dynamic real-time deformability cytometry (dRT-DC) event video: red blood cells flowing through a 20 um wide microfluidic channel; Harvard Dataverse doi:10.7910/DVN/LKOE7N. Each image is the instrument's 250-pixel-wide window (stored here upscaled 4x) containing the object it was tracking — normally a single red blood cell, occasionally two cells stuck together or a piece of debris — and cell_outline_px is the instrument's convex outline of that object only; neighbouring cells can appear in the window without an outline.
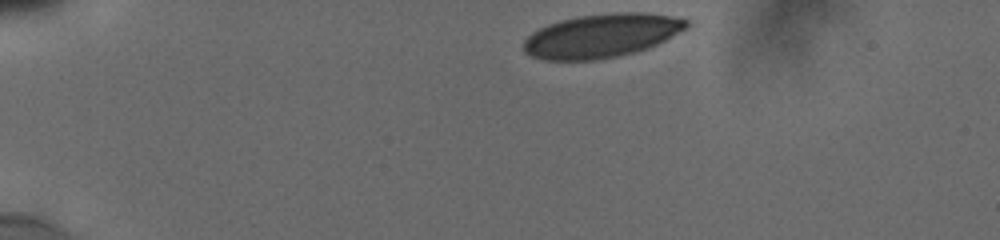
{"species": "human", "species_latin": "Homo sapiens", "temperature_condition": "cold", "stored_images_in_passage": 38, "camera_frame_rate_fps": 3000, "um_per_image_px": 0.085, "donor": {"sex": "male"}, "frame": {"image": 1, "passage_image": 1, "time_ms": 0.0, "image_size_px": [1000, 240], "cell_outline_px": [[688, 28], [648, 48], [616, 56], [596, 60], [544, 60], [532, 56], [524, 52], [524, 40], [532, 32], [548, 24], [560, 20], [576, 16], [612, 12], [644, 12], [668, 16], [688, 20]], "centroid_in_image_um": [51.11, 3.02], "position_along_channel_um": 33.9, "area_um2": 41.33}}
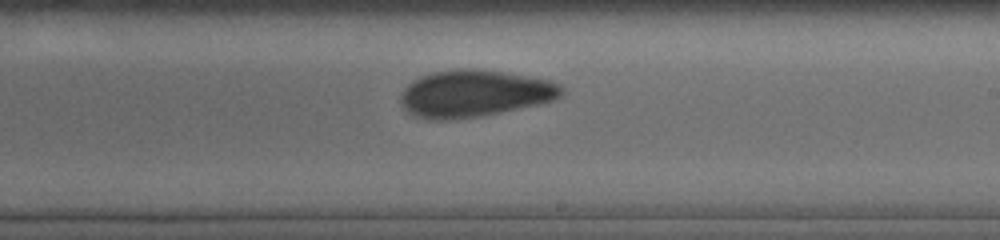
{"frame": {"image": 2, "passage_image": 24, "time_ms": 7.667, "image_size_px": [1000, 240], "cell_outline_px": [[564, 92], [560, 96], [552, 100], [536, 104], [476, 116], [448, 120], [428, 120], [416, 116], [408, 112], [400, 104], [400, 92], [412, 80], [420, 76], [432, 72], [500, 72], [552, 80], [560, 84], [564, 88]], "centroid_in_image_um": [40.28, 7.99], "position_along_channel_um": 248.7, "area_um2": 42.6}}
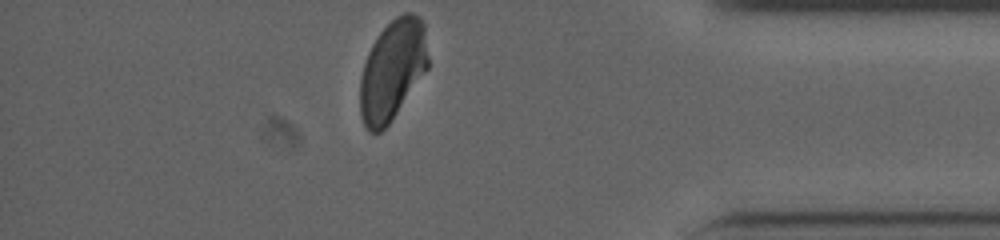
{"frame": {"image": 3, "passage_image": 38, "time_ms": 12.333, "image_size_px": [1000, 240], "cell_outline_px": [[428, 68], [388, 124], [380, 132], [368, 132], [360, 116], [360, 80], [364, 64], [368, 52], [372, 44], [380, 32], [396, 16], [404, 12], [412, 12], [420, 16], [424, 20], [428, 56]], "centroid_in_image_um": [33.36, 5.92], "position_along_channel_um": 401.8, "area_um2": 39.71}, "authors_computed_cell_mechanics": {"area_um2": 42.9454, "velocity_mm_per_s": 3.804, "shape_relaxation_time_tau1_ms": 9.9469, "shape_relaxation_time_tau2_ms": 1.682, "deformation_change_tau1": 0.1692, "deformation_change_tau2": 0.0743}}